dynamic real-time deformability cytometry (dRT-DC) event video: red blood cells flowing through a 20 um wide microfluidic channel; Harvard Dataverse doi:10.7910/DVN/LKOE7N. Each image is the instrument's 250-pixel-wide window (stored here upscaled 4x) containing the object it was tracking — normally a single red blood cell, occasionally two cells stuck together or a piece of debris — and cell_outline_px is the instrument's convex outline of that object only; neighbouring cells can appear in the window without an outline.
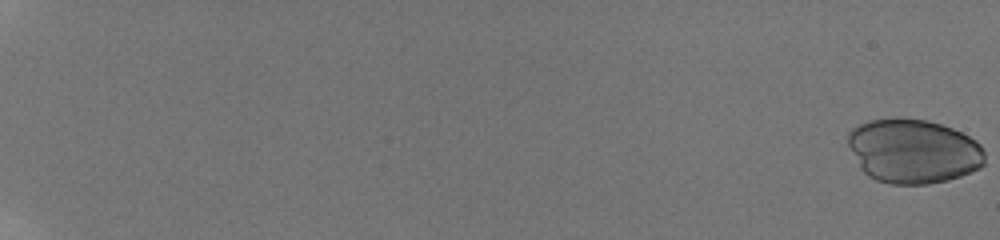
{"species": "human", "species_latin": "Homo sapiens", "temperature_condition": "room temperature", "stored_images_in_passage": 24, "camera_frame_rate_fps": 3000, "um_per_image_px": 0.085, "donor": {"sex": "male"}, "frame": {"image": 1, "passage_image": 1, "time_ms": 0.0, "image_size_px": [1000, 240], "cell_outline_px": [[984, 164], [980, 168], [960, 176], [948, 180], [928, 184], [892, 184], [876, 180], [868, 176], [860, 168], [848, 144], [848, 132], [852, 128], [868, 120], [896, 116], [900, 116], [928, 120], [952, 128], [976, 140], [980, 144], [984, 152]], "centroid_in_image_um": [77.62, 12.82], "position_along_channel_um": 7.4, "area_um2": 51.73}}
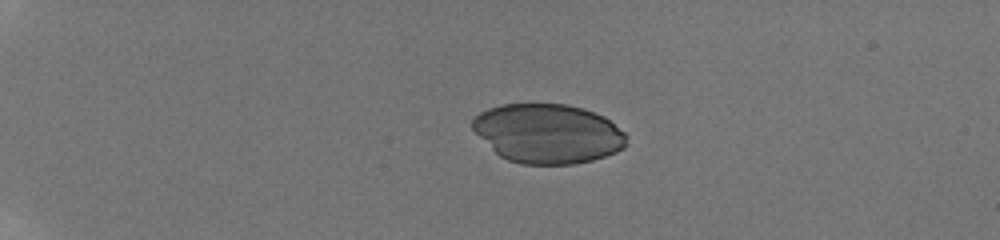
{"frame": {"image": 2, "passage_image": 17, "time_ms": 5.333, "image_size_px": [1000, 240], "cell_outline_px": [[628, 144], [624, 148], [616, 152], [592, 160], [572, 164], [520, 164], [508, 160], [500, 156], [472, 128], [472, 120], [480, 112], [488, 108], [500, 104], [568, 104], [584, 108], [604, 116], [624, 132], [628, 136]], "centroid_in_image_um": [46.6, 11.34], "position_along_channel_um": 38.4, "area_um2": 53.29}}